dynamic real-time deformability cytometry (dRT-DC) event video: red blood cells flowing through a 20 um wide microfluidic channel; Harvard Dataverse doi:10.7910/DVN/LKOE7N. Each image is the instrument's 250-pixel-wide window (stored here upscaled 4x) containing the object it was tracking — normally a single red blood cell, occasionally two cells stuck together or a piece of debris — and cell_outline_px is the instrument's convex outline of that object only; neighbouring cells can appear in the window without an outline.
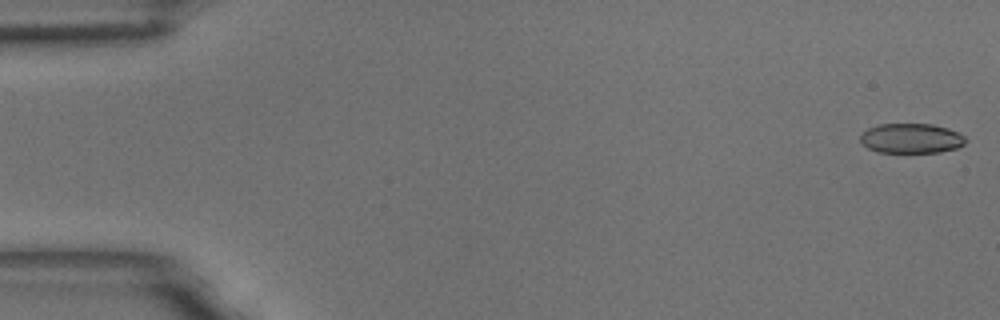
{"species": "common noctule bat (a hibernating species)", "species_latin": "Nyctalus noctula", "temperature_condition": "room temperature", "stored_images_in_passage": 57, "camera_frame_rate_fps": 3000, "um_per_image_px": 0.085, "animal": {"sex": "male", "body_mass_g": 18.8}, "frame": {"image": 1, "passage_image": 1, "time_ms": 0.0, "image_size_px": [1000, 320], "cell_outline_px": [[968, 140], [964, 144], [956, 148], [940, 152], [876, 152], [868, 148], [860, 140], [860, 136], [868, 128], [880, 124], [932, 124], [948, 128], [960, 132]], "centroid_in_image_um": [77.49, 11.76], "position_along_channel_um": 7.5, "area_um2": 18.32}}
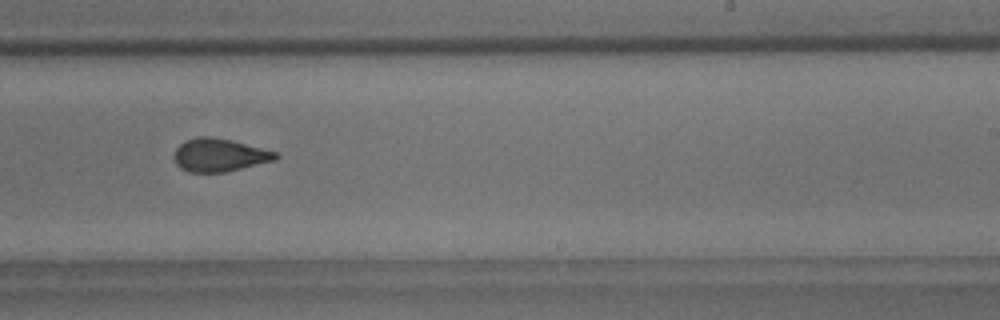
{"frame": {"image": 2, "passage_image": 35, "time_ms": 11.333, "image_size_px": [1000, 320], "cell_outline_px": [[280, 156], [276, 160], [224, 172], [188, 172], [180, 168], [176, 164], [172, 156], [176, 148], [184, 140], [200, 136], [212, 136], [232, 140], [280, 152]], "centroid_in_image_um": [18.66, 13.17], "position_along_channel_um": 270.3, "area_um2": 19.88}}
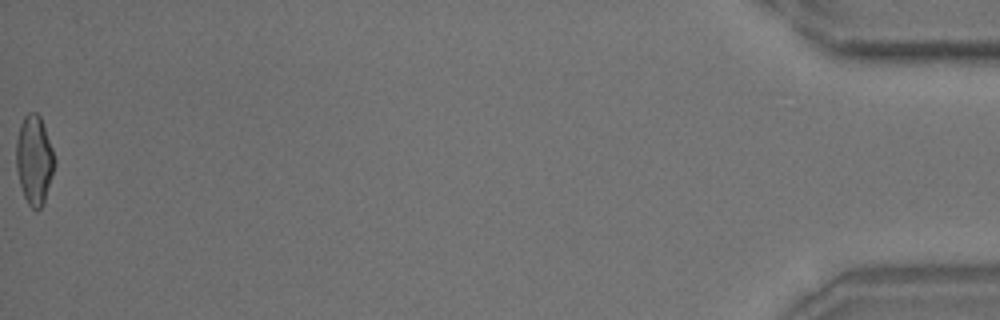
{"frame": {"image": 3, "passage_image": 57, "time_ms": 18.667, "image_size_px": [1000, 320], "cell_outline_px": [[56, 164], [44, 200], [40, 208], [36, 212], [28, 204], [24, 196], [20, 184], [16, 168], [16, 140], [20, 124], [24, 116], [28, 112], [36, 112], [40, 116], [52, 148], [56, 160]], "centroid_in_image_um": [2.91, 13.58], "position_along_channel_um": 432.3, "area_um2": 19.88}, "authors_computed_cell_mechanics": {"area_um2": 19.941, "velocity_mm_per_s": 3.5696, "shape_relaxation_time_tau1_ms": 6.2967, "shape_relaxation_time_tau2_ms": 1.5422, "deformation_change_tau1": 0.1545, "deformation_change_tau2": 0.0734}}